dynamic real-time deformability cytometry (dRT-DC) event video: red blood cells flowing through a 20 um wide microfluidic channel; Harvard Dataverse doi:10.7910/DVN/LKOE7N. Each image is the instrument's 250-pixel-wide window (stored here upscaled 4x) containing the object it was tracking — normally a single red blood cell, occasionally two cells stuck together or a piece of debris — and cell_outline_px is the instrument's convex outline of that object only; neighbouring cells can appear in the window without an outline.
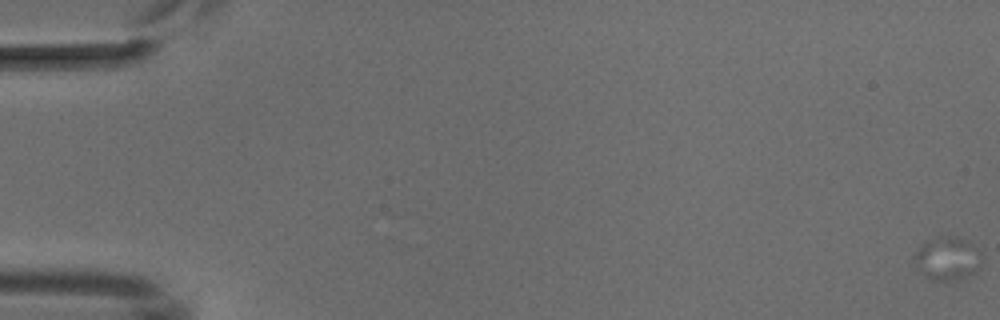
{"species": "common noctule bat (a hibernating species)", "species_latin": "Nyctalus noctula", "temperature_condition": "cold", "stored_images_in_passage": 6, "camera_frame_rate_fps": 3000, "um_per_image_px": 0.085, "animal": {"sex": "male", "body_mass_g": 18.8}, "frame": {"image": 1, "passage_image": 1, "time_ms": 0.0, "image_size_px": [1000, 320], "cell_outline_px": [[984, 256], [976, 272], [956, 280], [932, 280], [924, 276], [916, 264], [912, 256], [920, 244], [928, 240], [948, 236], [968, 240]], "centroid_in_image_um": [80.53, 21.98], "position_along_channel_um": 4.5, "area_um2": 16.99}}
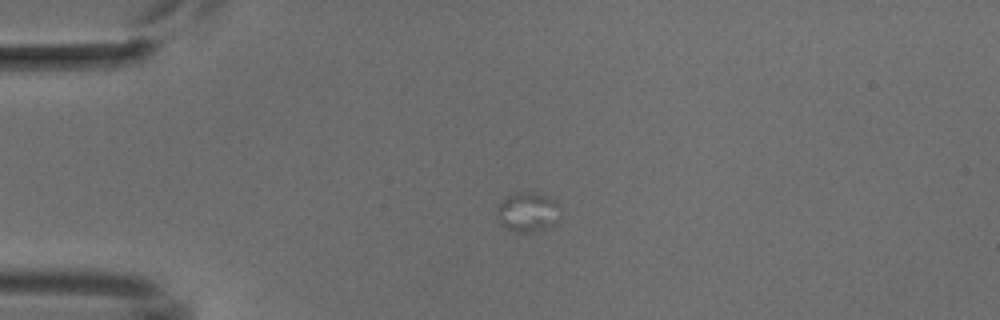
{"frame": {"image": 2, "passage_image": 5, "time_ms": 4.667, "image_size_px": [1000, 320], "cell_outline_px": [[560, 216], [556, 224], [548, 228], [524, 232], [516, 232], [500, 224], [496, 208], [508, 196], [516, 192], [536, 192], [556, 200]], "centroid_in_image_um": [44.88, 18.02], "position_along_channel_um": 40.1, "area_um2": 14.51}}